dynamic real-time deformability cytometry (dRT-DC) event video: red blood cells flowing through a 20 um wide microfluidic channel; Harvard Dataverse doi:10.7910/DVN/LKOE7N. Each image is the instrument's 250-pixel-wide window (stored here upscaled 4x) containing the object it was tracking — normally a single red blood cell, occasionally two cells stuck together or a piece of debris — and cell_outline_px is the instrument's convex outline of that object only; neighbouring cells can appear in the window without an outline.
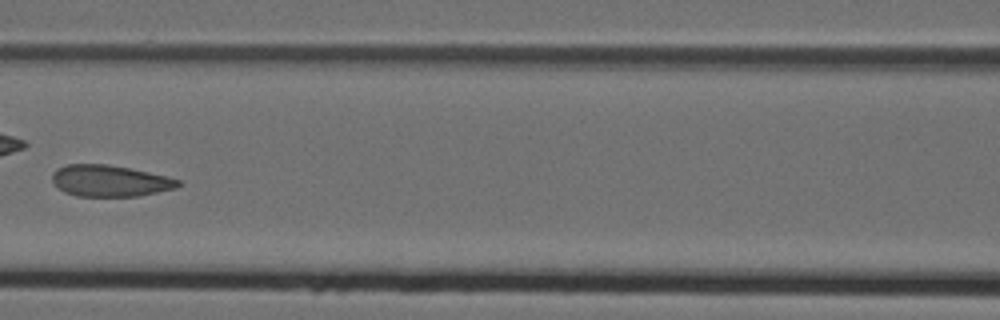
{"species": "Egyptian fruit bat (a non-hibernating species)", "species_latin": "Rousettus aegyptiacus", "temperature_condition": "cold", "stored_images_in_passage": 8, "camera_frame_rate_fps": 3000, "um_per_image_px": 0.085, "animal": {"sex": "female"}, "frame": {"image": 1, "passage_image": 7, "time_ms": 2.0, "image_size_px": [1000, 320], "cell_outline_px": [[180, 184], [176, 188], [140, 196], [76, 196], [64, 192], [52, 180], [52, 172], [56, 168], [68, 164], [108, 164], [168, 176], [180, 180]], "centroid_in_image_um": [9.34, 15.37], "position_along_channel_um": 157.3, "area_um2": 23.06}}
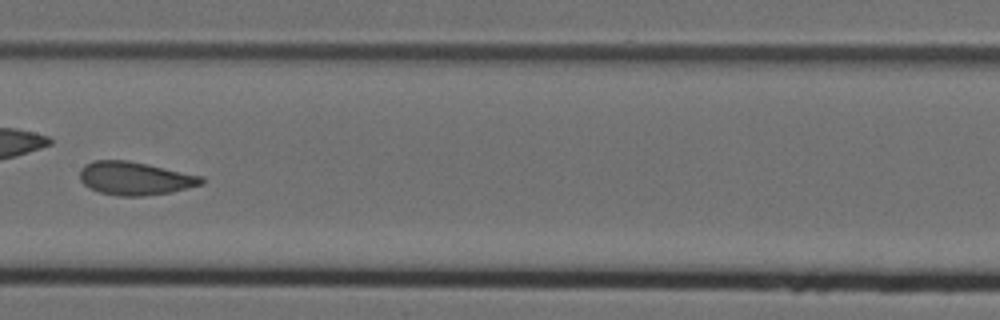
{"frame": {"image": 2, "passage_image": 8, "time_ms": 2.333, "image_size_px": [1000, 320], "cell_outline_px": [[204, 184], [172, 192], [144, 196], [120, 196], [100, 192], [88, 188], [80, 180], [80, 168], [84, 164], [92, 160], [128, 160], [148, 164], [204, 176]], "centroid_in_image_um": [11.48, 15.15], "position_along_channel_um": 195.9, "area_um2": 23.87}}